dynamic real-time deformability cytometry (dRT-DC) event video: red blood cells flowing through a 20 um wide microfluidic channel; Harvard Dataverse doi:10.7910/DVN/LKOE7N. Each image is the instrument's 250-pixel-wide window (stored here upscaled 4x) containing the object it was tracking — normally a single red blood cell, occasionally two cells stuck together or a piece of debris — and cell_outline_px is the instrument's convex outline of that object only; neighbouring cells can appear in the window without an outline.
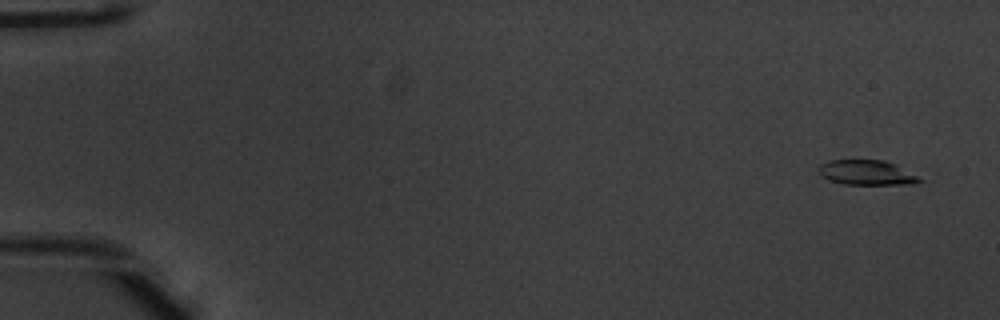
{"species": "common noctule bat (a hibernating species)", "species_latin": "Nyctalus noctula", "temperature_condition": "warm", "stored_images_in_passage": 12, "camera_frame_rate_fps": 3000, "um_per_image_px": 0.085, "animal": {"sex": "male", "body_mass_g": 20.1, "forearm_length_mm": 53.5}, "frame": {"image": 1, "passage_image": 3, "time_ms": 0.667, "image_size_px": [1000, 320], "cell_outline_px": [[924, 180], [912, 184], [844, 184], [828, 180], [820, 176], [816, 168], [820, 164], [828, 160], [884, 160], [896, 164]], "centroid_in_image_um": [73.6, 14.66], "position_along_channel_um": 11.4, "area_um2": 14.74}}